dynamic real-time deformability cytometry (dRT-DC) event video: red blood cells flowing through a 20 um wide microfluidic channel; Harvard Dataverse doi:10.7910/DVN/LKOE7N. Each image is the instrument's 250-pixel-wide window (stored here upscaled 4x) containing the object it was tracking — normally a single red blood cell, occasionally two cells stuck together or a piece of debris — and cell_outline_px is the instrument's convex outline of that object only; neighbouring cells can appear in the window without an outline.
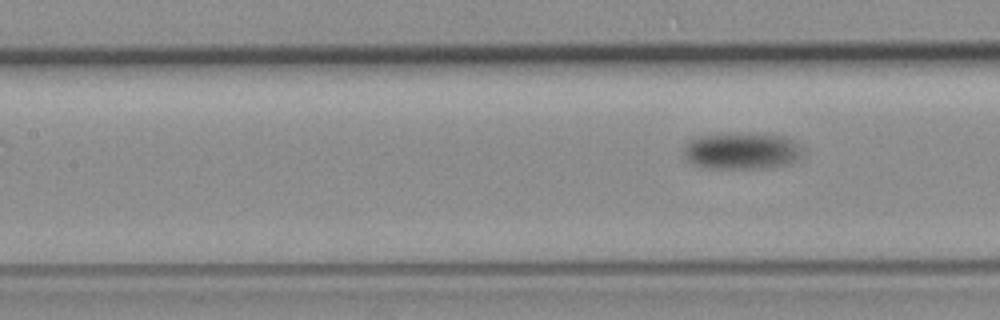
{"species": "common noctule bat (a hibernating species)", "species_latin": "Nyctalus noctula", "temperature_condition": "room temperature", "stored_images_in_passage": 7, "camera_frame_rate_fps": 3000, "um_per_image_px": 0.085, "animal": {"sex": "female", "body_mass_g": 19.3, "forearm_length_mm": 54.1}, "frame": {"image": 1, "passage_image": 7, "time_ms": 7.667, "image_size_px": [1000, 320], "cell_outline_px": [[800, 156], [788, 164], [760, 168], [696, 168], [684, 156], [684, 144], [688, 140], [704, 136], [732, 132], [788, 136], [792, 140]], "centroid_in_image_um": [62.92, 12.82], "position_along_channel_um": 144.5, "area_um2": 25.26}}